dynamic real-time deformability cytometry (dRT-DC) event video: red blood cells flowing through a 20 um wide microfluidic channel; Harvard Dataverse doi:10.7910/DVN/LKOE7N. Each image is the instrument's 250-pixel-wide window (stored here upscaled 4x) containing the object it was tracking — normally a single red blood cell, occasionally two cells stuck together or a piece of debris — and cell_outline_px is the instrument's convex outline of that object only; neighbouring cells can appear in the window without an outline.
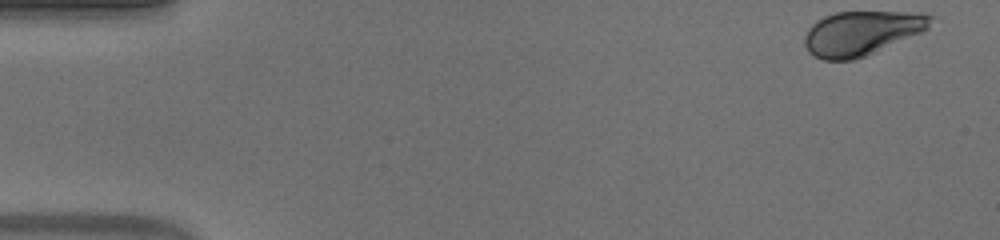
{"species": "human", "species_latin": "Homo sapiens", "temperature_condition": "warm", "stored_images_in_passage": 51, "camera_frame_rate_fps": 3000, "um_per_image_px": 0.085, "donor": {"sex": "male"}, "frame": {"image": 1, "passage_image": 1, "time_ms": 0.0, "image_size_px": [1000, 240], "cell_outline_px": [[932, 16], [928, 28], [920, 32], [876, 52], [852, 60], [824, 60], [812, 56], [808, 52], [804, 44], [804, 36], [808, 28], [816, 20], [824, 16], [836, 12], [920, 12]], "centroid_in_image_um": [73.17, 2.81], "position_along_channel_um": 11.8, "area_um2": 32.48}}
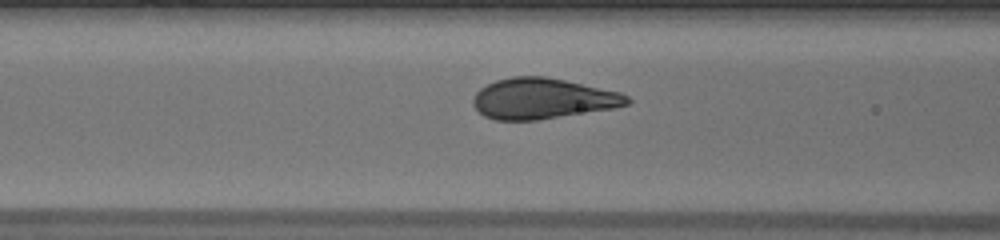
{"frame": {"image": 2, "passage_image": 20, "time_ms": 6.333, "image_size_px": [1000, 240], "cell_outline_px": [[632, 100], [628, 104], [616, 108], [536, 120], [496, 120], [484, 116], [472, 104], [472, 96], [480, 88], [496, 80], [512, 76], [544, 76], [564, 80], [620, 92], [628, 96]], "centroid_in_image_um": [46.11, 8.38], "position_along_channel_um": 120.5, "area_um2": 36.53}}
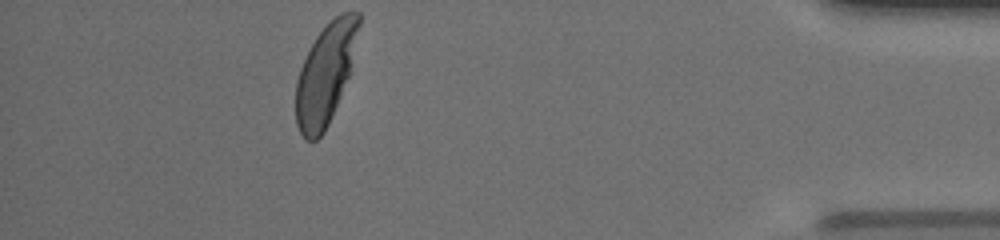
{"frame": {"image": 3, "passage_image": 46, "time_ms": 15.0, "image_size_px": [1000, 240], "cell_outline_px": [[360, 24], [348, 76], [340, 96], [328, 124], [324, 132], [316, 140], [308, 140], [300, 132], [296, 124], [296, 80], [300, 68], [316, 36], [340, 12], [360, 12]], "centroid_in_image_um": [27.65, 6.29], "position_along_channel_um": 407.6, "area_um2": 36.01}, "authors_computed_cell_mechanics": {"area_um2": 36.6452, "velocity_mm_per_s": 3.9057, "shape_relaxation_time_tau1_ms": 2.6124, "shape_relaxation_time_tau2_ms": null, "deformation_change_tau1": 0.159, "deformation_change_tau2": null}}